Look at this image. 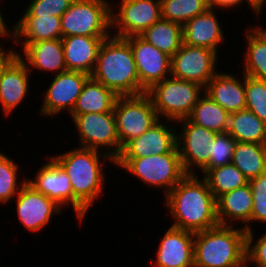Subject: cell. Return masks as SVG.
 <instances>
[{"mask_svg": "<svg viewBox=\"0 0 266 267\" xmlns=\"http://www.w3.org/2000/svg\"><path fill=\"white\" fill-rule=\"evenodd\" d=\"M90 77L118 96L139 95V78L129 43L120 37L106 38L100 46Z\"/></svg>", "mask_w": 266, "mask_h": 267, "instance_id": "obj_2", "label": "cell"}, {"mask_svg": "<svg viewBox=\"0 0 266 267\" xmlns=\"http://www.w3.org/2000/svg\"><path fill=\"white\" fill-rule=\"evenodd\" d=\"M16 205L20 222L26 229L34 233L47 226L53 213H61L59 205L37 191L28 182L19 190Z\"/></svg>", "mask_w": 266, "mask_h": 267, "instance_id": "obj_16", "label": "cell"}, {"mask_svg": "<svg viewBox=\"0 0 266 267\" xmlns=\"http://www.w3.org/2000/svg\"><path fill=\"white\" fill-rule=\"evenodd\" d=\"M245 109L250 110L266 124V81L245 75Z\"/></svg>", "mask_w": 266, "mask_h": 267, "instance_id": "obj_35", "label": "cell"}, {"mask_svg": "<svg viewBox=\"0 0 266 267\" xmlns=\"http://www.w3.org/2000/svg\"><path fill=\"white\" fill-rule=\"evenodd\" d=\"M89 78V74L81 71L67 70L57 74L45 94L41 113L53 116L66 109L71 114Z\"/></svg>", "mask_w": 266, "mask_h": 267, "instance_id": "obj_15", "label": "cell"}, {"mask_svg": "<svg viewBox=\"0 0 266 267\" xmlns=\"http://www.w3.org/2000/svg\"><path fill=\"white\" fill-rule=\"evenodd\" d=\"M217 53L208 48L186 45L171 57L170 77L192 81L204 88L216 74Z\"/></svg>", "mask_w": 266, "mask_h": 267, "instance_id": "obj_10", "label": "cell"}, {"mask_svg": "<svg viewBox=\"0 0 266 267\" xmlns=\"http://www.w3.org/2000/svg\"><path fill=\"white\" fill-rule=\"evenodd\" d=\"M246 1L251 5L254 11H256L258 15V9L249 1V0H208L209 8L214 9V7H221V8H230L234 7L241 2Z\"/></svg>", "mask_w": 266, "mask_h": 267, "instance_id": "obj_40", "label": "cell"}, {"mask_svg": "<svg viewBox=\"0 0 266 267\" xmlns=\"http://www.w3.org/2000/svg\"><path fill=\"white\" fill-rule=\"evenodd\" d=\"M112 8L106 0H75L61 16L62 37L110 36Z\"/></svg>", "mask_w": 266, "mask_h": 267, "instance_id": "obj_7", "label": "cell"}, {"mask_svg": "<svg viewBox=\"0 0 266 267\" xmlns=\"http://www.w3.org/2000/svg\"><path fill=\"white\" fill-rule=\"evenodd\" d=\"M117 14L111 10V25L119 29L115 37L139 36L162 18L161 0H121Z\"/></svg>", "mask_w": 266, "mask_h": 267, "instance_id": "obj_12", "label": "cell"}, {"mask_svg": "<svg viewBox=\"0 0 266 267\" xmlns=\"http://www.w3.org/2000/svg\"><path fill=\"white\" fill-rule=\"evenodd\" d=\"M183 124V130L177 134V148L186 174H195L191 171L193 165L205 173L209 169L208 146L216 132L190 122L187 118L178 120Z\"/></svg>", "mask_w": 266, "mask_h": 267, "instance_id": "obj_14", "label": "cell"}, {"mask_svg": "<svg viewBox=\"0 0 266 267\" xmlns=\"http://www.w3.org/2000/svg\"><path fill=\"white\" fill-rule=\"evenodd\" d=\"M194 235L171 226L157 250L156 267H194Z\"/></svg>", "mask_w": 266, "mask_h": 267, "instance_id": "obj_18", "label": "cell"}, {"mask_svg": "<svg viewBox=\"0 0 266 267\" xmlns=\"http://www.w3.org/2000/svg\"><path fill=\"white\" fill-rule=\"evenodd\" d=\"M217 225L194 235V267H237L246 261L244 228Z\"/></svg>", "mask_w": 266, "mask_h": 267, "instance_id": "obj_3", "label": "cell"}, {"mask_svg": "<svg viewBox=\"0 0 266 267\" xmlns=\"http://www.w3.org/2000/svg\"><path fill=\"white\" fill-rule=\"evenodd\" d=\"M227 132L237 142L266 144V124L248 109L229 115Z\"/></svg>", "mask_w": 266, "mask_h": 267, "instance_id": "obj_27", "label": "cell"}, {"mask_svg": "<svg viewBox=\"0 0 266 267\" xmlns=\"http://www.w3.org/2000/svg\"><path fill=\"white\" fill-rule=\"evenodd\" d=\"M237 141L228 133H217L208 146L209 169L231 163Z\"/></svg>", "mask_w": 266, "mask_h": 267, "instance_id": "obj_36", "label": "cell"}, {"mask_svg": "<svg viewBox=\"0 0 266 267\" xmlns=\"http://www.w3.org/2000/svg\"><path fill=\"white\" fill-rule=\"evenodd\" d=\"M166 196L171 226L197 233L219 225L216 198L204 178L187 174Z\"/></svg>", "mask_w": 266, "mask_h": 267, "instance_id": "obj_1", "label": "cell"}, {"mask_svg": "<svg viewBox=\"0 0 266 267\" xmlns=\"http://www.w3.org/2000/svg\"><path fill=\"white\" fill-rule=\"evenodd\" d=\"M246 264V265H245ZM247 262L245 261L243 264H241V265H239V266H237V267H243L244 265L247 267Z\"/></svg>", "mask_w": 266, "mask_h": 267, "instance_id": "obj_44", "label": "cell"}, {"mask_svg": "<svg viewBox=\"0 0 266 267\" xmlns=\"http://www.w3.org/2000/svg\"><path fill=\"white\" fill-rule=\"evenodd\" d=\"M13 27L11 34L15 43L24 37L22 47L27 43L62 38L61 17L58 16L21 17Z\"/></svg>", "mask_w": 266, "mask_h": 267, "instance_id": "obj_25", "label": "cell"}, {"mask_svg": "<svg viewBox=\"0 0 266 267\" xmlns=\"http://www.w3.org/2000/svg\"><path fill=\"white\" fill-rule=\"evenodd\" d=\"M22 48L29 69L34 67L58 74L67 71L61 38L27 43Z\"/></svg>", "mask_w": 266, "mask_h": 267, "instance_id": "obj_24", "label": "cell"}, {"mask_svg": "<svg viewBox=\"0 0 266 267\" xmlns=\"http://www.w3.org/2000/svg\"><path fill=\"white\" fill-rule=\"evenodd\" d=\"M18 166L8 156L0 153V202L7 203L19 193L24 184L17 185V170ZM18 187V188H17Z\"/></svg>", "mask_w": 266, "mask_h": 267, "instance_id": "obj_34", "label": "cell"}, {"mask_svg": "<svg viewBox=\"0 0 266 267\" xmlns=\"http://www.w3.org/2000/svg\"><path fill=\"white\" fill-rule=\"evenodd\" d=\"M130 45L139 78V94L171 75V57L140 36L124 38ZM167 75V77H166Z\"/></svg>", "mask_w": 266, "mask_h": 267, "instance_id": "obj_11", "label": "cell"}, {"mask_svg": "<svg viewBox=\"0 0 266 267\" xmlns=\"http://www.w3.org/2000/svg\"><path fill=\"white\" fill-rule=\"evenodd\" d=\"M118 95L91 77L84 84L71 114L113 112Z\"/></svg>", "mask_w": 266, "mask_h": 267, "instance_id": "obj_26", "label": "cell"}, {"mask_svg": "<svg viewBox=\"0 0 266 267\" xmlns=\"http://www.w3.org/2000/svg\"><path fill=\"white\" fill-rule=\"evenodd\" d=\"M113 113L121 147L131 139L142 135L160 120L146 92L139 95L118 96Z\"/></svg>", "mask_w": 266, "mask_h": 267, "instance_id": "obj_8", "label": "cell"}, {"mask_svg": "<svg viewBox=\"0 0 266 267\" xmlns=\"http://www.w3.org/2000/svg\"><path fill=\"white\" fill-rule=\"evenodd\" d=\"M151 186L164 187L167 195L187 174L184 171L178 148L166 154L141 158H116L115 163Z\"/></svg>", "mask_w": 266, "mask_h": 267, "instance_id": "obj_5", "label": "cell"}, {"mask_svg": "<svg viewBox=\"0 0 266 267\" xmlns=\"http://www.w3.org/2000/svg\"><path fill=\"white\" fill-rule=\"evenodd\" d=\"M80 136L82 148L95 149L111 147L108 152L114 160L120 155L122 147L117 135L113 112L70 114Z\"/></svg>", "mask_w": 266, "mask_h": 267, "instance_id": "obj_9", "label": "cell"}, {"mask_svg": "<svg viewBox=\"0 0 266 267\" xmlns=\"http://www.w3.org/2000/svg\"><path fill=\"white\" fill-rule=\"evenodd\" d=\"M208 8V0H161L162 18L182 26Z\"/></svg>", "mask_w": 266, "mask_h": 267, "instance_id": "obj_33", "label": "cell"}, {"mask_svg": "<svg viewBox=\"0 0 266 267\" xmlns=\"http://www.w3.org/2000/svg\"><path fill=\"white\" fill-rule=\"evenodd\" d=\"M168 125L156 122L139 137L128 141L117 158H141L170 153L177 147V134Z\"/></svg>", "mask_w": 266, "mask_h": 267, "instance_id": "obj_17", "label": "cell"}, {"mask_svg": "<svg viewBox=\"0 0 266 267\" xmlns=\"http://www.w3.org/2000/svg\"><path fill=\"white\" fill-rule=\"evenodd\" d=\"M253 194L251 222H266V172L249 180Z\"/></svg>", "mask_w": 266, "mask_h": 267, "instance_id": "obj_38", "label": "cell"}, {"mask_svg": "<svg viewBox=\"0 0 266 267\" xmlns=\"http://www.w3.org/2000/svg\"><path fill=\"white\" fill-rule=\"evenodd\" d=\"M231 163L236 166L248 180L266 172V144L237 142Z\"/></svg>", "mask_w": 266, "mask_h": 267, "instance_id": "obj_30", "label": "cell"}, {"mask_svg": "<svg viewBox=\"0 0 266 267\" xmlns=\"http://www.w3.org/2000/svg\"><path fill=\"white\" fill-rule=\"evenodd\" d=\"M75 0H32L21 17L58 16L71 6Z\"/></svg>", "mask_w": 266, "mask_h": 267, "instance_id": "obj_37", "label": "cell"}, {"mask_svg": "<svg viewBox=\"0 0 266 267\" xmlns=\"http://www.w3.org/2000/svg\"><path fill=\"white\" fill-rule=\"evenodd\" d=\"M108 37L111 36L75 35L62 37L67 70L81 71L91 75L96 65L100 46Z\"/></svg>", "mask_w": 266, "mask_h": 267, "instance_id": "obj_19", "label": "cell"}, {"mask_svg": "<svg viewBox=\"0 0 266 267\" xmlns=\"http://www.w3.org/2000/svg\"><path fill=\"white\" fill-rule=\"evenodd\" d=\"M79 147L51 158L70 177L73 196L88 210L102 193L104 173L99 157L104 154L111 162L115 160L107 152L101 154L95 149Z\"/></svg>", "mask_w": 266, "mask_h": 267, "instance_id": "obj_4", "label": "cell"}, {"mask_svg": "<svg viewBox=\"0 0 266 267\" xmlns=\"http://www.w3.org/2000/svg\"><path fill=\"white\" fill-rule=\"evenodd\" d=\"M18 55V52L12 49L5 52L2 47H0V76L4 68Z\"/></svg>", "mask_w": 266, "mask_h": 267, "instance_id": "obj_41", "label": "cell"}, {"mask_svg": "<svg viewBox=\"0 0 266 267\" xmlns=\"http://www.w3.org/2000/svg\"><path fill=\"white\" fill-rule=\"evenodd\" d=\"M30 72L26 60L19 53L2 71L0 76V102L6 116L21 103L28 92Z\"/></svg>", "mask_w": 266, "mask_h": 267, "instance_id": "obj_20", "label": "cell"}, {"mask_svg": "<svg viewBox=\"0 0 266 267\" xmlns=\"http://www.w3.org/2000/svg\"><path fill=\"white\" fill-rule=\"evenodd\" d=\"M252 230L246 233V262H254L257 267H266V233L253 245Z\"/></svg>", "mask_w": 266, "mask_h": 267, "instance_id": "obj_39", "label": "cell"}, {"mask_svg": "<svg viewBox=\"0 0 266 267\" xmlns=\"http://www.w3.org/2000/svg\"><path fill=\"white\" fill-rule=\"evenodd\" d=\"M203 176L216 200L223 194L249 183L248 178L232 163L208 169Z\"/></svg>", "mask_w": 266, "mask_h": 267, "instance_id": "obj_32", "label": "cell"}, {"mask_svg": "<svg viewBox=\"0 0 266 267\" xmlns=\"http://www.w3.org/2000/svg\"><path fill=\"white\" fill-rule=\"evenodd\" d=\"M257 9H258V15L260 12V10H262V7L264 6V4L266 3V0H249Z\"/></svg>", "mask_w": 266, "mask_h": 267, "instance_id": "obj_43", "label": "cell"}, {"mask_svg": "<svg viewBox=\"0 0 266 267\" xmlns=\"http://www.w3.org/2000/svg\"><path fill=\"white\" fill-rule=\"evenodd\" d=\"M243 76L244 81L240 82L228 73H216L204 88V92L229 114L241 111L246 107L245 74Z\"/></svg>", "mask_w": 266, "mask_h": 267, "instance_id": "obj_22", "label": "cell"}, {"mask_svg": "<svg viewBox=\"0 0 266 267\" xmlns=\"http://www.w3.org/2000/svg\"><path fill=\"white\" fill-rule=\"evenodd\" d=\"M139 36L170 57L180 49L183 43L182 25L163 18Z\"/></svg>", "mask_w": 266, "mask_h": 267, "instance_id": "obj_28", "label": "cell"}, {"mask_svg": "<svg viewBox=\"0 0 266 267\" xmlns=\"http://www.w3.org/2000/svg\"><path fill=\"white\" fill-rule=\"evenodd\" d=\"M214 9L195 16L182 26L183 43L208 48L217 53V46L224 40Z\"/></svg>", "mask_w": 266, "mask_h": 267, "instance_id": "obj_21", "label": "cell"}, {"mask_svg": "<svg viewBox=\"0 0 266 267\" xmlns=\"http://www.w3.org/2000/svg\"><path fill=\"white\" fill-rule=\"evenodd\" d=\"M49 160L39 169L35 180L27 182L60 207L71 203L78 219L82 221L88 210L73 196L70 177L52 158Z\"/></svg>", "mask_w": 266, "mask_h": 267, "instance_id": "obj_13", "label": "cell"}, {"mask_svg": "<svg viewBox=\"0 0 266 267\" xmlns=\"http://www.w3.org/2000/svg\"><path fill=\"white\" fill-rule=\"evenodd\" d=\"M201 89L204 90V87L196 82L169 76L154 84L146 93L150 96L159 119L164 116L167 120L176 122L191 114L201 96Z\"/></svg>", "mask_w": 266, "mask_h": 267, "instance_id": "obj_6", "label": "cell"}, {"mask_svg": "<svg viewBox=\"0 0 266 267\" xmlns=\"http://www.w3.org/2000/svg\"><path fill=\"white\" fill-rule=\"evenodd\" d=\"M216 205L219 225H231V221H227L229 219L238 220L246 223V231L251 230L248 224L251 223L253 194L249 183L221 195L216 200Z\"/></svg>", "mask_w": 266, "mask_h": 267, "instance_id": "obj_23", "label": "cell"}, {"mask_svg": "<svg viewBox=\"0 0 266 267\" xmlns=\"http://www.w3.org/2000/svg\"><path fill=\"white\" fill-rule=\"evenodd\" d=\"M204 96L199 97L187 119L216 133L227 132L230 114L205 92Z\"/></svg>", "mask_w": 266, "mask_h": 267, "instance_id": "obj_29", "label": "cell"}, {"mask_svg": "<svg viewBox=\"0 0 266 267\" xmlns=\"http://www.w3.org/2000/svg\"><path fill=\"white\" fill-rule=\"evenodd\" d=\"M248 48L245 53L244 74L266 81V29L246 31Z\"/></svg>", "mask_w": 266, "mask_h": 267, "instance_id": "obj_31", "label": "cell"}, {"mask_svg": "<svg viewBox=\"0 0 266 267\" xmlns=\"http://www.w3.org/2000/svg\"><path fill=\"white\" fill-rule=\"evenodd\" d=\"M4 18H3V16H2V14H1V12H0V37H3V36H10L9 35V31H8V28H7V26L5 25V22H4V20H3ZM1 47V46H0Z\"/></svg>", "mask_w": 266, "mask_h": 267, "instance_id": "obj_42", "label": "cell"}]
</instances>
